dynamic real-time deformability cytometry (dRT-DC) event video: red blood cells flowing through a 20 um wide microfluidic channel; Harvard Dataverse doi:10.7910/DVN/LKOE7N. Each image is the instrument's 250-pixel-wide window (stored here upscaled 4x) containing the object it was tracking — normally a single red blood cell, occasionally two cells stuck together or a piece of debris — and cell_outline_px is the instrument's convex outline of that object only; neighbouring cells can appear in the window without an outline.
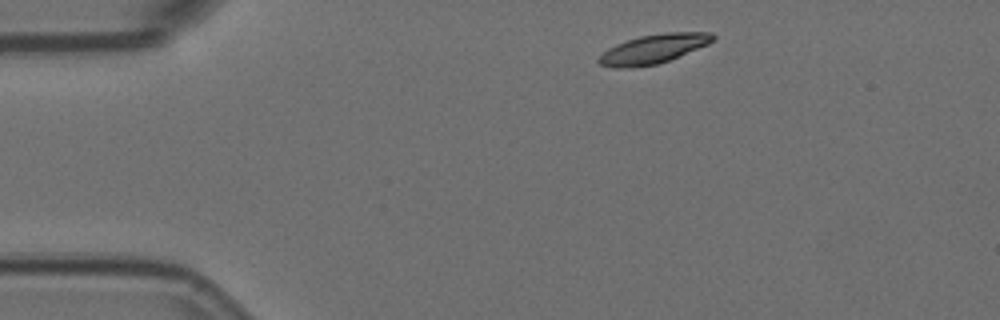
{"species": "Egyptian fruit bat (a non-hibernating species)", "species_latin": "Rousettus aegyptiacus", "temperature_condition": "room temperature", "stored_images_in_passage": 3, "camera_frame_rate_fps": 3000, "um_per_image_px": 0.085, "animal": {"sex": "female"}, "frame": {"image": 1, "passage_image": 1, "time_ms": 0.0, "image_size_px": [1000, 320], "cell_outline_px": [[716, 36], [708, 44], [668, 60], [656, 64], [632, 68], [616, 68], [600, 64], [596, 60], [608, 48], [616, 44], [640, 36], [664, 32], [712, 32]], "centroid_in_image_um": [55.53, 4.15], "position_along_channel_um": 29.5, "area_um2": 19.19}}
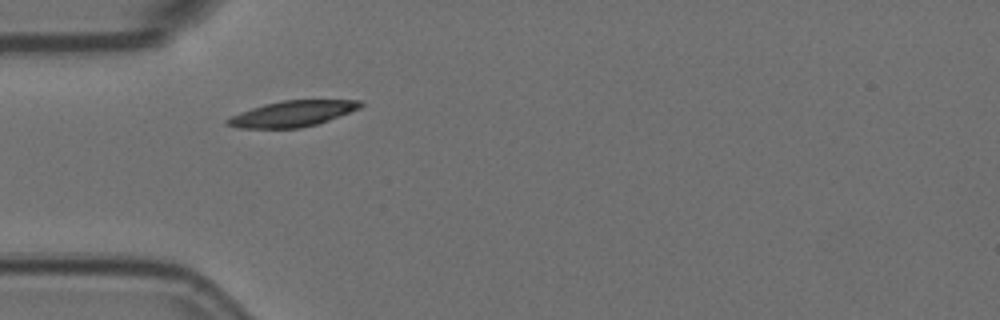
{"frame": {"image": 2, "passage_image": 3, "time_ms": 0.667, "image_size_px": [1000, 320], "cell_outline_px": [[364, 104], [360, 108], [328, 120], [316, 124], [300, 128], [236, 128], [224, 124], [224, 120], [240, 112], [264, 104], [284, 100], [364, 100]], "centroid_in_image_um": [24.84, 9.66], "position_along_channel_um": 60.2, "area_um2": 20.0}}